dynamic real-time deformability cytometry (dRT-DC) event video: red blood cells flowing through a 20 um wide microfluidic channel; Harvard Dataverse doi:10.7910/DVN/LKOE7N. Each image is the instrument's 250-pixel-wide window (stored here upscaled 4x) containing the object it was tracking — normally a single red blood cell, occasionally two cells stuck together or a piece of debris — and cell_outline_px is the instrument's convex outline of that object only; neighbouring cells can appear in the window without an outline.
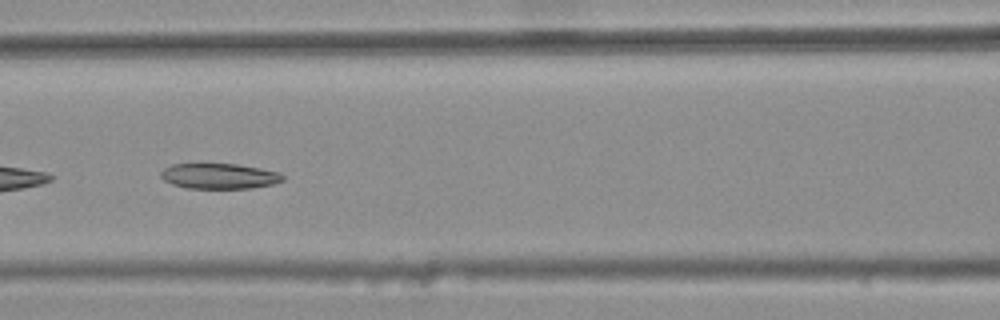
{"species": "common noctule bat (a hibernating species)", "species_latin": "Nyctalus noctula", "temperature_condition": "warm", "stored_images_in_passage": 8, "camera_frame_rate_fps": 3000, "um_per_image_px": 0.085, "animal": {"sex": "female", "body_mass_g": 25.1}, "frame": {"image": 1, "passage_image": 6, "time_ms": 1.667, "image_size_px": [1000, 320], "cell_outline_px": [[284, 180], [272, 184], [252, 188], [188, 188], [172, 184], [164, 180], [160, 176], [160, 172], [164, 168], [172, 164], [236, 164], [260, 168], [280, 172], [284, 176]], "centroid_in_image_um": [18.64, 14.96], "position_along_channel_um": 148.0, "area_um2": 18.03}}
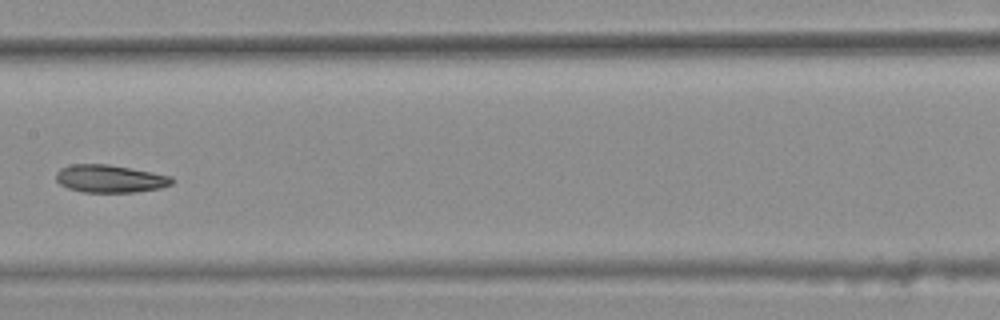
{"frame": {"image": 2, "passage_image": 7, "time_ms": 2.0, "image_size_px": [1000, 320], "cell_outline_px": [[176, 180], [172, 184], [160, 188], [136, 192], [84, 192], [68, 188], [60, 184], [56, 180], [56, 172], [60, 168], [72, 164], [108, 164], [152, 172], [172, 176]], "centroid_in_image_um": [9.36, 15.19], "position_along_channel_um": 198.0, "area_um2": 18.79}}
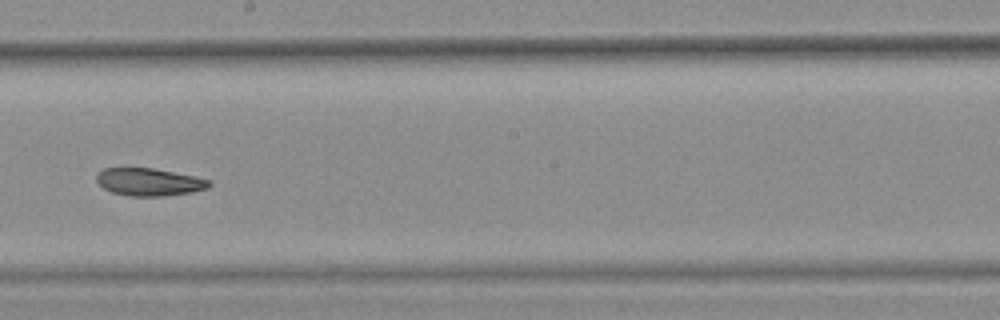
{"frame": {"image": 3, "passage_image": 8, "time_ms": 2.333, "image_size_px": [1000, 320], "cell_outline_px": [[212, 184], [208, 188], [192, 192], [164, 196], [128, 196], [112, 192], [104, 188], [96, 180], [96, 176], [104, 168], [152, 168], [212, 180]], "centroid_in_image_um": [12.69, 15.48], "position_along_channel_um": 235.5, "area_um2": 17.98}}